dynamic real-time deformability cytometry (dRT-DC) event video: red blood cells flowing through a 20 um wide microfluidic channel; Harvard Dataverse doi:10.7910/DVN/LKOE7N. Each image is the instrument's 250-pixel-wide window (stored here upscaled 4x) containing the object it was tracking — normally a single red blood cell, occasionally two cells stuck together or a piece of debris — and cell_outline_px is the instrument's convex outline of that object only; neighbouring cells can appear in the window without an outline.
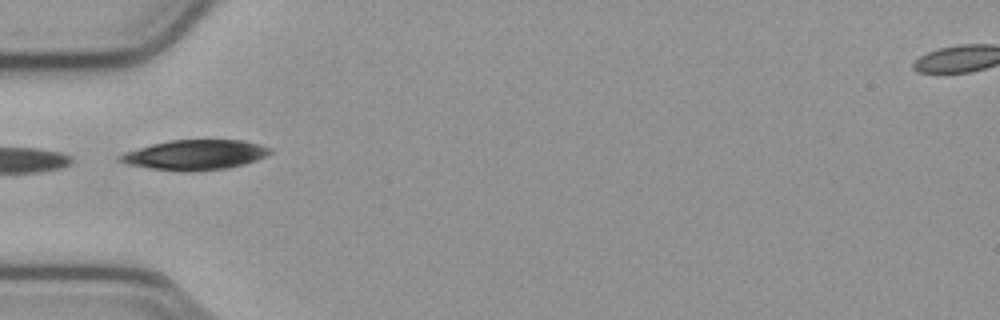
{"species": "common noctule bat (a hibernating species)", "species_latin": "Nyctalus noctula", "temperature_condition": "cold", "stored_images_in_passage": 24, "camera_frame_rate_fps": 3000, "um_per_image_px": 0.085, "animal": {"sex": "male", "body_mass_g": 23.1, "forearm_length_mm": 52.7}, "frame": {"image": 1, "passage_image": 1, "time_ms": 0.0, "image_size_px": [1000, 320], "cell_outline_px": [[272, 152], [256, 160], [244, 164], [224, 168], [152, 168], [128, 164], [116, 160], [116, 156], [124, 152], [152, 144], [172, 140], [244, 140], [260, 144], [272, 148]], "centroid_in_image_um": [16.59, 13.1], "position_along_channel_um": 68.4, "area_um2": 25.03}}